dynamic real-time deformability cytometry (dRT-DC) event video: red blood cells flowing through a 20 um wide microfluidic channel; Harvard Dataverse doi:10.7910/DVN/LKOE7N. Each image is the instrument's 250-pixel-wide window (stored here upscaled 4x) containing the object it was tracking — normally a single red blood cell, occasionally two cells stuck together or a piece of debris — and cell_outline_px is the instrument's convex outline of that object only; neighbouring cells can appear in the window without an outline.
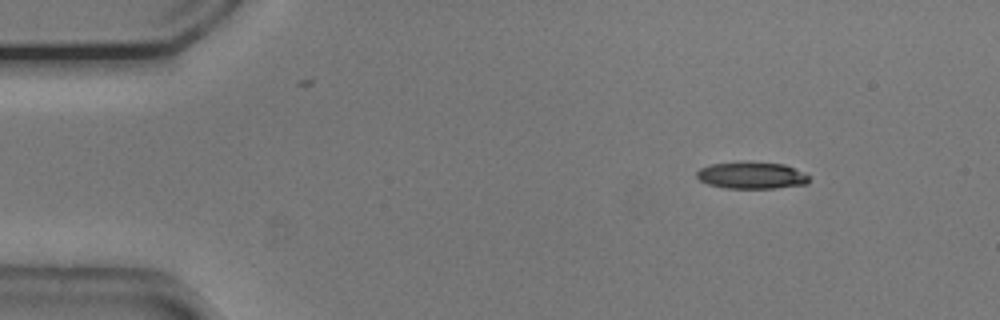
{"species": "common noctule bat (a hibernating species)", "species_latin": "Nyctalus noctula", "temperature_condition": "cold", "stored_images_in_passage": 48, "camera_frame_rate_fps": 3000, "um_per_image_px": 0.085, "animal": {"sex": "male", "body_mass_g": 20.5, "forearm_length_mm": 52.5}, "frame": {"image": 1, "passage_image": 1, "time_ms": 0.0, "image_size_px": [1000, 320], "cell_outline_px": [[808, 184], [776, 188], [724, 188], [708, 184], [700, 180], [696, 176], [696, 172], [700, 168], [712, 164], [784, 164], [804, 172], [808, 176]], "centroid_in_image_um": [63.9, 14.95], "position_along_channel_um": 21.1, "area_um2": 16.88}}
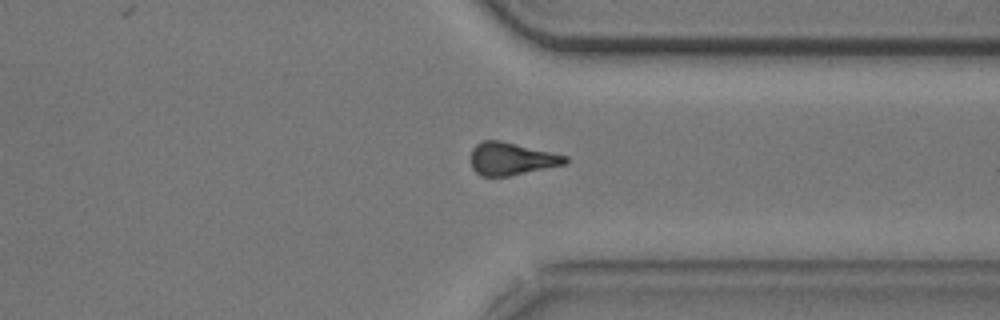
{"frame": {"image": 2, "passage_image": 35, "time_ms": 11.333, "image_size_px": [1000, 320], "cell_outline_px": [[568, 164], [508, 176], [480, 176], [472, 168], [472, 148], [480, 140], [500, 140], [568, 156]], "centroid_in_image_um": [43.48, 13.49], "position_along_channel_um": 367.9, "area_um2": 17.98}}
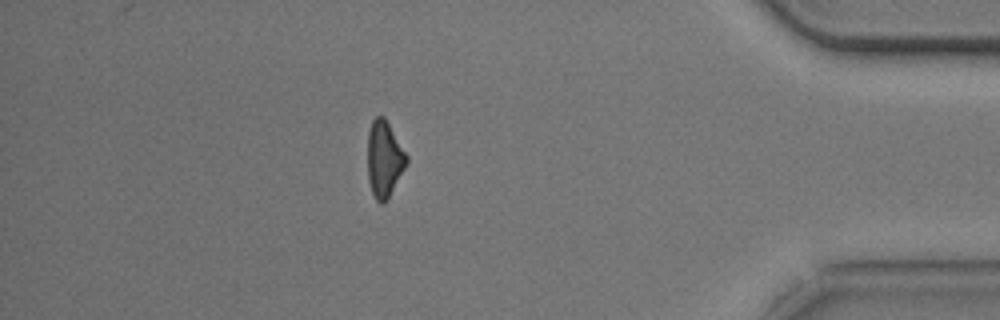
{"frame": {"image": 3, "passage_image": 41, "time_ms": 13.333, "image_size_px": [1000, 320], "cell_outline_px": [[408, 160], [404, 168], [384, 204], [380, 204], [376, 200], [372, 192], [368, 180], [368, 132], [372, 120], [376, 116], [384, 116], [408, 156]], "centroid_in_image_um": [32.64, 13.5], "position_along_channel_um": 402.6, "area_um2": 17.05}}